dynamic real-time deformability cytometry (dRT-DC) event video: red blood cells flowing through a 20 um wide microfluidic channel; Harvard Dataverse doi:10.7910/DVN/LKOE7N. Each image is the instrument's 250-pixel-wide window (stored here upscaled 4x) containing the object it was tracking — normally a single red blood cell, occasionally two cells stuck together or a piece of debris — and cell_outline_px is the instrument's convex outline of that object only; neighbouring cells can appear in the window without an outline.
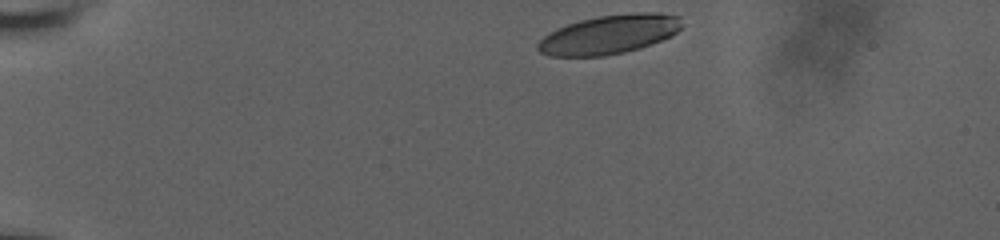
{"species": "human", "species_latin": "Homo sapiens", "temperature_condition": "room temperature", "stored_images_in_passage": 47, "camera_frame_rate_fps": 3000, "um_per_image_px": 0.085, "donor": {"sex": "male"}, "frame": {"image": 1, "passage_image": 1, "time_ms": 0.0, "image_size_px": [1000, 240], "cell_outline_px": [[680, 28], [672, 36], [640, 48], [624, 52], [604, 56], [548, 56], [540, 52], [536, 48], [536, 44], [548, 32], [556, 28], [580, 20], [596, 16], [636, 12], [660, 12], [680, 16]], "centroid_in_image_um": [51.76, 2.92], "position_along_channel_um": 33.2, "area_um2": 32.95}}
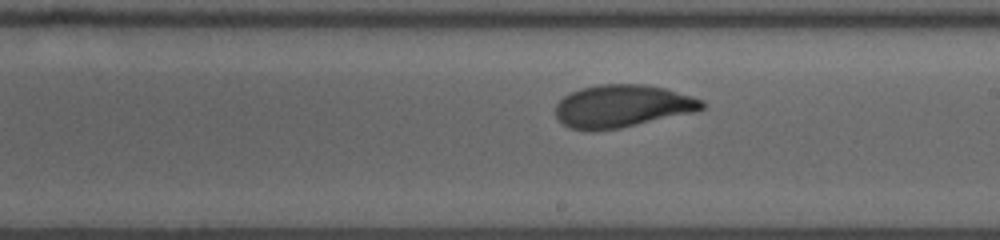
{"frame": {"image": 2, "passage_image": 23, "time_ms": 7.667, "image_size_px": [1000, 240], "cell_outline_px": [[704, 108], [696, 112], [620, 128], [568, 128], [556, 116], [556, 104], [564, 96], [580, 88], [600, 84], [644, 84], [664, 88], [692, 96], [704, 100]], "centroid_in_image_um": [52.95, 8.99], "position_along_channel_um": 236.1, "area_um2": 35.84}}
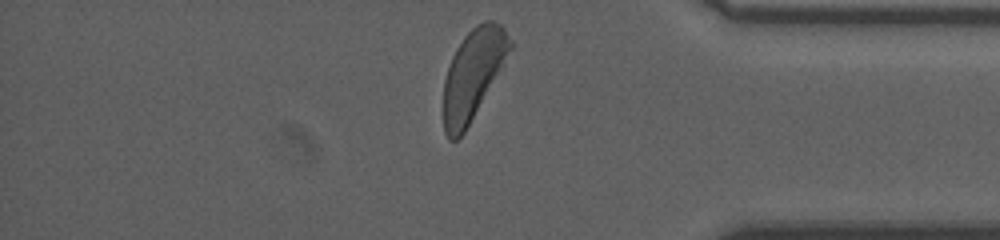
{"frame": {"image": 3, "passage_image": 45, "time_ms": 12.333, "image_size_px": [1000, 240], "cell_outline_px": [[512, 48], [504, 64], [464, 132], [456, 140], [448, 140], [444, 132], [444, 80], [452, 56], [456, 48], [464, 36], [476, 24], [484, 20], [492, 20], [500, 24], [504, 28], [512, 40]], "centroid_in_image_um": [40.21, 6.28], "position_along_channel_um": 395.0, "area_um2": 34.56}, "authors_computed_cell_mechanics": {"area_um2": 36.0094, "velocity_mm_per_s": 3.7515, "shape_relaxation_time_tau1_ms": 3.249, "shape_relaxation_time_tau2_ms": 0.9202, "deformation_change_tau1": 0.1388, "deformation_change_tau2": 0.0584}}